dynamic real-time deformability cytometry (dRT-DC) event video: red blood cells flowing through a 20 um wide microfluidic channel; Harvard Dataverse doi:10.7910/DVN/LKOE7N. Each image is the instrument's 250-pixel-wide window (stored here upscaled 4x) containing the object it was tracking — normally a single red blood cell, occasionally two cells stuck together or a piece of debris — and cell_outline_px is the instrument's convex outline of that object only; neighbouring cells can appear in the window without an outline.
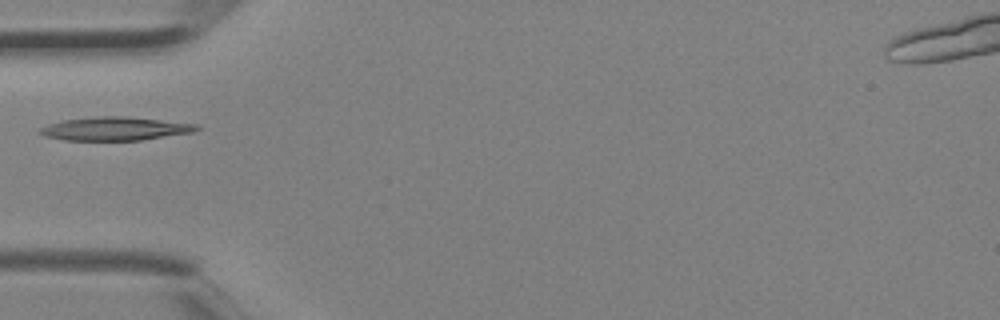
{"species": "Egyptian fruit bat (a non-hibernating species)", "species_latin": "Rousettus aegyptiacus", "temperature_condition": "room temperature", "stored_images_in_passage": 1, "camera_frame_rate_fps": 3000, "um_per_image_px": 0.085, "animal": {"sex": "female"}, "frame": {"image": 1, "passage_image": 1, "time_ms": 0.0, "image_size_px": [1000, 320], "cell_outline_px": [[200, 128], [196, 132], [140, 140], [64, 140], [44, 136], [36, 132], [40, 128], [48, 124], [64, 120], [100, 116], [120, 116], [160, 120], [196, 124]], "centroid_in_image_um": [9.76, 10.95], "position_along_channel_um": 75.2, "area_um2": 21.27}}